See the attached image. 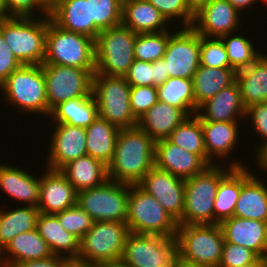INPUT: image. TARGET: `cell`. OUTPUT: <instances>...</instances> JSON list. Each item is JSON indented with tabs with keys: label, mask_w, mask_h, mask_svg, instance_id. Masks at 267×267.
<instances>
[{
	"label": "cell",
	"mask_w": 267,
	"mask_h": 267,
	"mask_svg": "<svg viewBox=\"0 0 267 267\" xmlns=\"http://www.w3.org/2000/svg\"><path fill=\"white\" fill-rule=\"evenodd\" d=\"M156 141L138 126L120 129L114 156L107 166L108 179L138 184L155 166Z\"/></svg>",
	"instance_id": "6da1fadb"
},
{
	"label": "cell",
	"mask_w": 267,
	"mask_h": 267,
	"mask_svg": "<svg viewBox=\"0 0 267 267\" xmlns=\"http://www.w3.org/2000/svg\"><path fill=\"white\" fill-rule=\"evenodd\" d=\"M176 238L183 265L219 266L225 243L220 224L178 225Z\"/></svg>",
	"instance_id": "7a4b0ae2"
},
{
	"label": "cell",
	"mask_w": 267,
	"mask_h": 267,
	"mask_svg": "<svg viewBox=\"0 0 267 267\" xmlns=\"http://www.w3.org/2000/svg\"><path fill=\"white\" fill-rule=\"evenodd\" d=\"M229 167V171H224L210 165L185 180L184 210L178 225L214 224V201L219 183L234 167L243 166L235 162Z\"/></svg>",
	"instance_id": "3957f363"
},
{
	"label": "cell",
	"mask_w": 267,
	"mask_h": 267,
	"mask_svg": "<svg viewBox=\"0 0 267 267\" xmlns=\"http://www.w3.org/2000/svg\"><path fill=\"white\" fill-rule=\"evenodd\" d=\"M43 64L96 69L95 39L60 28L48 15Z\"/></svg>",
	"instance_id": "277c9868"
},
{
	"label": "cell",
	"mask_w": 267,
	"mask_h": 267,
	"mask_svg": "<svg viewBox=\"0 0 267 267\" xmlns=\"http://www.w3.org/2000/svg\"><path fill=\"white\" fill-rule=\"evenodd\" d=\"M43 20L38 21L32 17H10L0 23V32L5 43L24 65L43 64L48 15Z\"/></svg>",
	"instance_id": "5b68a950"
},
{
	"label": "cell",
	"mask_w": 267,
	"mask_h": 267,
	"mask_svg": "<svg viewBox=\"0 0 267 267\" xmlns=\"http://www.w3.org/2000/svg\"><path fill=\"white\" fill-rule=\"evenodd\" d=\"M130 87L124 76L94 73L92 77V94L99 116L119 129L138 124L130 107Z\"/></svg>",
	"instance_id": "8992f818"
},
{
	"label": "cell",
	"mask_w": 267,
	"mask_h": 267,
	"mask_svg": "<svg viewBox=\"0 0 267 267\" xmlns=\"http://www.w3.org/2000/svg\"><path fill=\"white\" fill-rule=\"evenodd\" d=\"M126 224L132 233L166 237H176L178 228L177 221L138 184H129Z\"/></svg>",
	"instance_id": "52a82bcc"
},
{
	"label": "cell",
	"mask_w": 267,
	"mask_h": 267,
	"mask_svg": "<svg viewBox=\"0 0 267 267\" xmlns=\"http://www.w3.org/2000/svg\"><path fill=\"white\" fill-rule=\"evenodd\" d=\"M136 35L122 24L102 30L95 39V73L124 76L135 60Z\"/></svg>",
	"instance_id": "ba28073f"
},
{
	"label": "cell",
	"mask_w": 267,
	"mask_h": 267,
	"mask_svg": "<svg viewBox=\"0 0 267 267\" xmlns=\"http://www.w3.org/2000/svg\"><path fill=\"white\" fill-rule=\"evenodd\" d=\"M129 233L125 222H94L80 239L77 259L101 266L121 261Z\"/></svg>",
	"instance_id": "9c48e42d"
},
{
	"label": "cell",
	"mask_w": 267,
	"mask_h": 267,
	"mask_svg": "<svg viewBox=\"0 0 267 267\" xmlns=\"http://www.w3.org/2000/svg\"><path fill=\"white\" fill-rule=\"evenodd\" d=\"M129 184L106 180L102 185L78 192L77 205L94 222H127Z\"/></svg>",
	"instance_id": "30bf717a"
},
{
	"label": "cell",
	"mask_w": 267,
	"mask_h": 267,
	"mask_svg": "<svg viewBox=\"0 0 267 267\" xmlns=\"http://www.w3.org/2000/svg\"><path fill=\"white\" fill-rule=\"evenodd\" d=\"M8 100L23 111L48 114L45 76L41 65H22L0 85Z\"/></svg>",
	"instance_id": "8fae6325"
},
{
	"label": "cell",
	"mask_w": 267,
	"mask_h": 267,
	"mask_svg": "<svg viewBox=\"0 0 267 267\" xmlns=\"http://www.w3.org/2000/svg\"><path fill=\"white\" fill-rule=\"evenodd\" d=\"M46 84L48 114L59 103L92 93V77L95 69L73 66L42 64Z\"/></svg>",
	"instance_id": "7c38bea8"
},
{
	"label": "cell",
	"mask_w": 267,
	"mask_h": 267,
	"mask_svg": "<svg viewBox=\"0 0 267 267\" xmlns=\"http://www.w3.org/2000/svg\"><path fill=\"white\" fill-rule=\"evenodd\" d=\"M177 252L176 237L130 232L121 261L130 267H161Z\"/></svg>",
	"instance_id": "4fadbf2b"
},
{
	"label": "cell",
	"mask_w": 267,
	"mask_h": 267,
	"mask_svg": "<svg viewBox=\"0 0 267 267\" xmlns=\"http://www.w3.org/2000/svg\"><path fill=\"white\" fill-rule=\"evenodd\" d=\"M169 34L164 54L166 72L170 77L193 79L200 66V34L184 27Z\"/></svg>",
	"instance_id": "5bb4252c"
},
{
	"label": "cell",
	"mask_w": 267,
	"mask_h": 267,
	"mask_svg": "<svg viewBox=\"0 0 267 267\" xmlns=\"http://www.w3.org/2000/svg\"><path fill=\"white\" fill-rule=\"evenodd\" d=\"M138 185L153 196L177 222L182 218L185 202L184 179L154 166Z\"/></svg>",
	"instance_id": "9a60e30c"
},
{
	"label": "cell",
	"mask_w": 267,
	"mask_h": 267,
	"mask_svg": "<svg viewBox=\"0 0 267 267\" xmlns=\"http://www.w3.org/2000/svg\"><path fill=\"white\" fill-rule=\"evenodd\" d=\"M238 15L239 12L227 0H210L194 9L191 27L201 36L221 38L237 28Z\"/></svg>",
	"instance_id": "2e32d148"
},
{
	"label": "cell",
	"mask_w": 267,
	"mask_h": 267,
	"mask_svg": "<svg viewBox=\"0 0 267 267\" xmlns=\"http://www.w3.org/2000/svg\"><path fill=\"white\" fill-rule=\"evenodd\" d=\"M209 165L197 154L190 153L168 139L155 143V167L181 179L203 172Z\"/></svg>",
	"instance_id": "e0dca14e"
},
{
	"label": "cell",
	"mask_w": 267,
	"mask_h": 267,
	"mask_svg": "<svg viewBox=\"0 0 267 267\" xmlns=\"http://www.w3.org/2000/svg\"><path fill=\"white\" fill-rule=\"evenodd\" d=\"M52 135L49 169L61 170L69 162L87 155L85 128L57 123Z\"/></svg>",
	"instance_id": "ac0fdd59"
},
{
	"label": "cell",
	"mask_w": 267,
	"mask_h": 267,
	"mask_svg": "<svg viewBox=\"0 0 267 267\" xmlns=\"http://www.w3.org/2000/svg\"><path fill=\"white\" fill-rule=\"evenodd\" d=\"M47 171L40 179L37 205L40 213L56 214L77 205L78 192L65 175L60 170L48 168Z\"/></svg>",
	"instance_id": "d6986e66"
},
{
	"label": "cell",
	"mask_w": 267,
	"mask_h": 267,
	"mask_svg": "<svg viewBox=\"0 0 267 267\" xmlns=\"http://www.w3.org/2000/svg\"><path fill=\"white\" fill-rule=\"evenodd\" d=\"M220 226L225 242L248 248L267 259V222L233 216Z\"/></svg>",
	"instance_id": "ffe728a7"
},
{
	"label": "cell",
	"mask_w": 267,
	"mask_h": 267,
	"mask_svg": "<svg viewBox=\"0 0 267 267\" xmlns=\"http://www.w3.org/2000/svg\"><path fill=\"white\" fill-rule=\"evenodd\" d=\"M60 28L96 39L101 32L90 21L89 0H59L49 14Z\"/></svg>",
	"instance_id": "44dd1931"
},
{
	"label": "cell",
	"mask_w": 267,
	"mask_h": 267,
	"mask_svg": "<svg viewBox=\"0 0 267 267\" xmlns=\"http://www.w3.org/2000/svg\"><path fill=\"white\" fill-rule=\"evenodd\" d=\"M204 108L205 113L203 114L200 111ZM197 111L196 115L201 121L237 122L238 114L246 117V108L242 104L237 81L207 99L198 107Z\"/></svg>",
	"instance_id": "7402d4cb"
},
{
	"label": "cell",
	"mask_w": 267,
	"mask_h": 267,
	"mask_svg": "<svg viewBox=\"0 0 267 267\" xmlns=\"http://www.w3.org/2000/svg\"><path fill=\"white\" fill-rule=\"evenodd\" d=\"M234 216L267 222V188L245 167H241V191Z\"/></svg>",
	"instance_id": "603a6c76"
},
{
	"label": "cell",
	"mask_w": 267,
	"mask_h": 267,
	"mask_svg": "<svg viewBox=\"0 0 267 267\" xmlns=\"http://www.w3.org/2000/svg\"><path fill=\"white\" fill-rule=\"evenodd\" d=\"M188 117L183 110L158 100L138 119L137 126L158 141L167 139L172 131Z\"/></svg>",
	"instance_id": "cb8c5ba5"
},
{
	"label": "cell",
	"mask_w": 267,
	"mask_h": 267,
	"mask_svg": "<svg viewBox=\"0 0 267 267\" xmlns=\"http://www.w3.org/2000/svg\"><path fill=\"white\" fill-rule=\"evenodd\" d=\"M165 23L167 19L147 0L122 1L121 24L136 34L166 31Z\"/></svg>",
	"instance_id": "d4e9b609"
},
{
	"label": "cell",
	"mask_w": 267,
	"mask_h": 267,
	"mask_svg": "<svg viewBox=\"0 0 267 267\" xmlns=\"http://www.w3.org/2000/svg\"><path fill=\"white\" fill-rule=\"evenodd\" d=\"M5 250L12 257L10 255V259L9 256L7 259L6 257L0 259V267H13L15 264L43 260L53 256L48 244L39 235L37 229L17 235L0 251V254Z\"/></svg>",
	"instance_id": "484cf974"
},
{
	"label": "cell",
	"mask_w": 267,
	"mask_h": 267,
	"mask_svg": "<svg viewBox=\"0 0 267 267\" xmlns=\"http://www.w3.org/2000/svg\"><path fill=\"white\" fill-rule=\"evenodd\" d=\"M236 81L245 108L267 102V56L261 54L248 67L238 70Z\"/></svg>",
	"instance_id": "4316f807"
},
{
	"label": "cell",
	"mask_w": 267,
	"mask_h": 267,
	"mask_svg": "<svg viewBox=\"0 0 267 267\" xmlns=\"http://www.w3.org/2000/svg\"><path fill=\"white\" fill-rule=\"evenodd\" d=\"M36 229L48 244L53 255L61 256V252L65 254L64 251H67L66 258H77L80 239L74 234L66 232L55 214L40 213Z\"/></svg>",
	"instance_id": "83f0119b"
},
{
	"label": "cell",
	"mask_w": 267,
	"mask_h": 267,
	"mask_svg": "<svg viewBox=\"0 0 267 267\" xmlns=\"http://www.w3.org/2000/svg\"><path fill=\"white\" fill-rule=\"evenodd\" d=\"M60 171L77 192L100 186L108 180L107 166L90 155L69 162Z\"/></svg>",
	"instance_id": "f1b7e54d"
},
{
	"label": "cell",
	"mask_w": 267,
	"mask_h": 267,
	"mask_svg": "<svg viewBox=\"0 0 267 267\" xmlns=\"http://www.w3.org/2000/svg\"><path fill=\"white\" fill-rule=\"evenodd\" d=\"M0 188L13 199L28 202L37 207L40 195V179H36L21 169L0 164Z\"/></svg>",
	"instance_id": "f546056e"
},
{
	"label": "cell",
	"mask_w": 267,
	"mask_h": 267,
	"mask_svg": "<svg viewBox=\"0 0 267 267\" xmlns=\"http://www.w3.org/2000/svg\"><path fill=\"white\" fill-rule=\"evenodd\" d=\"M85 130L87 155L108 166L114 156L120 129L98 116Z\"/></svg>",
	"instance_id": "4dcf8cb0"
},
{
	"label": "cell",
	"mask_w": 267,
	"mask_h": 267,
	"mask_svg": "<svg viewBox=\"0 0 267 267\" xmlns=\"http://www.w3.org/2000/svg\"><path fill=\"white\" fill-rule=\"evenodd\" d=\"M204 147L207 153V164L214 165L212 158L226 157L230 151L234 150L238 136V122H213L201 121ZM213 155V156H212ZM212 161V162H211Z\"/></svg>",
	"instance_id": "1f68e13d"
},
{
	"label": "cell",
	"mask_w": 267,
	"mask_h": 267,
	"mask_svg": "<svg viewBox=\"0 0 267 267\" xmlns=\"http://www.w3.org/2000/svg\"><path fill=\"white\" fill-rule=\"evenodd\" d=\"M237 71L233 68H214L200 65L193 76L195 113L207 99L236 81Z\"/></svg>",
	"instance_id": "d6a6232c"
},
{
	"label": "cell",
	"mask_w": 267,
	"mask_h": 267,
	"mask_svg": "<svg viewBox=\"0 0 267 267\" xmlns=\"http://www.w3.org/2000/svg\"><path fill=\"white\" fill-rule=\"evenodd\" d=\"M50 115L57 123L87 128L98 116L96 100L91 93L86 97H77L59 103Z\"/></svg>",
	"instance_id": "836d02e7"
},
{
	"label": "cell",
	"mask_w": 267,
	"mask_h": 267,
	"mask_svg": "<svg viewBox=\"0 0 267 267\" xmlns=\"http://www.w3.org/2000/svg\"><path fill=\"white\" fill-rule=\"evenodd\" d=\"M40 211L27 206L13 211L0 210V251L17 235L36 229Z\"/></svg>",
	"instance_id": "e575fe53"
},
{
	"label": "cell",
	"mask_w": 267,
	"mask_h": 267,
	"mask_svg": "<svg viewBox=\"0 0 267 267\" xmlns=\"http://www.w3.org/2000/svg\"><path fill=\"white\" fill-rule=\"evenodd\" d=\"M241 191V167H234L219 183L214 201V224L234 216Z\"/></svg>",
	"instance_id": "d590c367"
},
{
	"label": "cell",
	"mask_w": 267,
	"mask_h": 267,
	"mask_svg": "<svg viewBox=\"0 0 267 267\" xmlns=\"http://www.w3.org/2000/svg\"><path fill=\"white\" fill-rule=\"evenodd\" d=\"M157 95L159 101L183 110L188 116L195 114L193 79L170 77L157 87Z\"/></svg>",
	"instance_id": "8d00e7d4"
},
{
	"label": "cell",
	"mask_w": 267,
	"mask_h": 267,
	"mask_svg": "<svg viewBox=\"0 0 267 267\" xmlns=\"http://www.w3.org/2000/svg\"><path fill=\"white\" fill-rule=\"evenodd\" d=\"M167 139L184 150L197 154L207 163L202 123L196 114L194 118L188 117L179 124Z\"/></svg>",
	"instance_id": "74e56055"
},
{
	"label": "cell",
	"mask_w": 267,
	"mask_h": 267,
	"mask_svg": "<svg viewBox=\"0 0 267 267\" xmlns=\"http://www.w3.org/2000/svg\"><path fill=\"white\" fill-rule=\"evenodd\" d=\"M169 39L168 31L136 35L134 57L136 60L154 62L164 57Z\"/></svg>",
	"instance_id": "f35d334b"
},
{
	"label": "cell",
	"mask_w": 267,
	"mask_h": 267,
	"mask_svg": "<svg viewBox=\"0 0 267 267\" xmlns=\"http://www.w3.org/2000/svg\"><path fill=\"white\" fill-rule=\"evenodd\" d=\"M230 34L222 36L220 39L225 46L230 67L236 71L248 67L252 64L260 54L253 48L252 42L241 36H230Z\"/></svg>",
	"instance_id": "ab89813d"
},
{
	"label": "cell",
	"mask_w": 267,
	"mask_h": 267,
	"mask_svg": "<svg viewBox=\"0 0 267 267\" xmlns=\"http://www.w3.org/2000/svg\"><path fill=\"white\" fill-rule=\"evenodd\" d=\"M123 0H89L90 21L100 30L118 26L122 22Z\"/></svg>",
	"instance_id": "60d3db41"
},
{
	"label": "cell",
	"mask_w": 267,
	"mask_h": 267,
	"mask_svg": "<svg viewBox=\"0 0 267 267\" xmlns=\"http://www.w3.org/2000/svg\"><path fill=\"white\" fill-rule=\"evenodd\" d=\"M200 65L231 68L225 46L220 38L208 40V37L200 35Z\"/></svg>",
	"instance_id": "b9f144b4"
},
{
	"label": "cell",
	"mask_w": 267,
	"mask_h": 267,
	"mask_svg": "<svg viewBox=\"0 0 267 267\" xmlns=\"http://www.w3.org/2000/svg\"><path fill=\"white\" fill-rule=\"evenodd\" d=\"M63 229L81 239L93 226V219L78 205L55 214Z\"/></svg>",
	"instance_id": "7bdbcfd3"
},
{
	"label": "cell",
	"mask_w": 267,
	"mask_h": 267,
	"mask_svg": "<svg viewBox=\"0 0 267 267\" xmlns=\"http://www.w3.org/2000/svg\"><path fill=\"white\" fill-rule=\"evenodd\" d=\"M168 21L173 17H182L183 26L191 27L194 20V8L189 0H147Z\"/></svg>",
	"instance_id": "ee69618b"
},
{
	"label": "cell",
	"mask_w": 267,
	"mask_h": 267,
	"mask_svg": "<svg viewBox=\"0 0 267 267\" xmlns=\"http://www.w3.org/2000/svg\"><path fill=\"white\" fill-rule=\"evenodd\" d=\"M158 101L157 87L131 86L130 107L133 115L138 120Z\"/></svg>",
	"instance_id": "f6af8a7d"
},
{
	"label": "cell",
	"mask_w": 267,
	"mask_h": 267,
	"mask_svg": "<svg viewBox=\"0 0 267 267\" xmlns=\"http://www.w3.org/2000/svg\"><path fill=\"white\" fill-rule=\"evenodd\" d=\"M259 256L252 250L225 242L218 267H240L255 262Z\"/></svg>",
	"instance_id": "bcb514c9"
},
{
	"label": "cell",
	"mask_w": 267,
	"mask_h": 267,
	"mask_svg": "<svg viewBox=\"0 0 267 267\" xmlns=\"http://www.w3.org/2000/svg\"><path fill=\"white\" fill-rule=\"evenodd\" d=\"M124 78L130 86H153V62L135 59Z\"/></svg>",
	"instance_id": "7dc6e473"
},
{
	"label": "cell",
	"mask_w": 267,
	"mask_h": 267,
	"mask_svg": "<svg viewBox=\"0 0 267 267\" xmlns=\"http://www.w3.org/2000/svg\"><path fill=\"white\" fill-rule=\"evenodd\" d=\"M10 17H31L33 9L38 8L47 15L50 8L42 0H4Z\"/></svg>",
	"instance_id": "c3c4849f"
},
{
	"label": "cell",
	"mask_w": 267,
	"mask_h": 267,
	"mask_svg": "<svg viewBox=\"0 0 267 267\" xmlns=\"http://www.w3.org/2000/svg\"><path fill=\"white\" fill-rule=\"evenodd\" d=\"M23 64L16 58L0 32V85Z\"/></svg>",
	"instance_id": "681fc988"
},
{
	"label": "cell",
	"mask_w": 267,
	"mask_h": 267,
	"mask_svg": "<svg viewBox=\"0 0 267 267\" xmlns=\"http://www.w3.org/2000/svg\"><path fill=\"white\" fill-rule=\"evenodd\" d=\"M246 115L251 116L255 130L267 143V102L256 103L246 108Z\"/></svg>",
	"instance_id": "f907efd6"
},
{
	"label": "cell",
	"mask_w": 267,
	"mask_h": 267,
	"mask_svg": "<svg viewBox=\"0 0 267 267\" xmlns=\"http://www.w3.org/2000/svg\"><path fill=\"white\" fill-rule=\"evenodd\" d=\"M67 259L65 256H55L43 260L26 261L15 264L13 267H65Z\"/></svg>",
	"instance_id": "816d5d0a"
},
{
	"label": "cell",
	"mask_w": 267,
	"mask_h": 267,
	"mask_svg": "<svg viewBox=\"0 0 267 267\" xmlns=\"http://www.w3.org/2000/svg\"><path fill=\"white\" fill-rule=\"evenodd\" d=\"M169 75L165 68V59H159L153 62V86L158 87L162 85Z\"/></svg>",
	"instance_id": "f5cc1de1"
},
{
	"label": "cell",
	"mask_w": 267,
	"mask_h": 267,
	"mask_svg": "<svg viewBox=\"0 0 267 267\" xmlns=\"http://www.w3.org/2000/svg\"><path fill=\"white\" fill-rule=\"evenodd\" d=\"M260 147L257 152L258 154H256V156L258 157L256 160L259 161V168H262L263 170L265 169V171H267V143H262Z\"/></svg>",
	"instance_id": "db71d44e"
},
{
	"label": "cell",
	"mask_w": 267,
	"mask_h": 267,
	"mask_svg": "<svg viewBox=\"0 0 267 267\" xmlns=\"http://www.w3.org/2000/svg\"><path fill=\"white\" fill-rule=\"evenodd\" d=\"M65 267H102L101 265L79 260L77 258L67 259Z\"/></svg>",
	"instance_id": "11a10c76"
},
{
	"label": "cell",
	"mask_w": 267,
	"mask_h": 267,
	"mask_svg": "<svg viewBox=\"0 0 267 267\" xmlns=\"http://www.w3.org/2000/svg\"><path fill=\"white\" fill-rule=\"evenodd\" d=\"M239 13L240 10L251 5L256 0H227Z\"/></svg>",
	"instance_id": "9f6ffc18"
},
{
	"label": "cell",
	"mask_w": 267,
	"mask_h": 267,
	"mask_svg": "<svg viewBox=\"0 0 267 267\" xmlns=\"http://www.w3.org/2000/svg\"><path fill=\"white\" fill-rule=\"evenodd\" d=\"M183 261L181 260L179 252H177L170 260L166 261L161 267H181Z\"/></svg>",
	"instance_id": "6f0895ef"
},
{
	"label": "cell",
	"mask_w": 267,
	"mask_h": 267,
	"mask_svg": "<svg viewBox=\"0 0 267 267\" xmlns=\"http://www.w3.org/2000/svg\"><path fill=\"white\" fill-rule=\"evenodd\" d=\"M9 18H10V15L8 14L5 1L0 0V23Z\"/></svg>",
	"instance_id": "680465c9"
},
{
	"label": "cell",
	"mask_w": 267,
	"mask_h": 267,
	"mask_svg": "<svg viewBox=\"0 0 267 267\" xmlns=\"http://www.w3.org/2000/svg\"><path fill=\"white\" fill-rule=\"evenodd\" d=\"M240 267H267V259L259 257L255 262Z\"/></svg>",
	"instance_id": "91938a15"
},
{
	"label": "cell",
	"mask_w": 267,
	"mask_h": 267,
	"mask_svg": "<svg viewBox=\"0 0 267 267\" xmlns=\"http://www.w3.org/2000/svg\"><path fill=\"white\" fill-rule=\"evenodd\" d=\"M102 267H130V266L124 264L122 261H117V262L108 263L106 265H103Z\"/></svg>",
	"instance_id": "94428289"
},
{
	"label": "cell",
	"mask_w": 267,
	"mask_h": 267,
	"mask_svg": "<svg viewBox=\"0 0 267 267\" xmlns=\"http://www.w3.org/2000/svg\"><path fill=\"white\" fill-rule=\"evenodd\" d=\"M189 1H190V4L192 5V7L195 9L199 5H201L202 3H205V2L210 1V0H189Z\"/></svg>",
	"instance_id": "6125c7cd"
},
{
	"label": "cell",
	"mask_w": 267,
	"mask_h": 267,
	"mask_svg": "<svg viewBox=\"0 0 267 267\" xmlns=\"http://www.w3.org/2000/svg\"><path fill=\"white\" fill-rule=\"evenodd\" d=\"M50 9L59 1V0H42Z\"/></svg>",
	"instance_id": "be15d7a7"
}]
</instances>
